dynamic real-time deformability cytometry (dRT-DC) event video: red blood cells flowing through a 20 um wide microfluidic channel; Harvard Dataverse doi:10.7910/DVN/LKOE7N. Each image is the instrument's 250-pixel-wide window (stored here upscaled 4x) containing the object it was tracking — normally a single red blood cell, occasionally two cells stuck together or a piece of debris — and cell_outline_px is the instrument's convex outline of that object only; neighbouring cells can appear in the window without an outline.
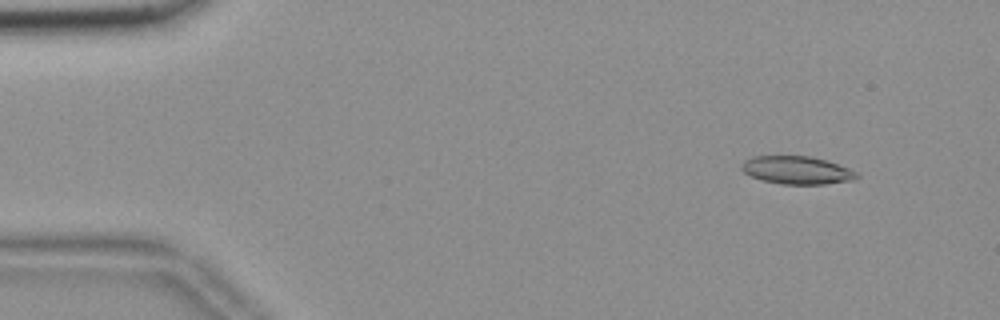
{"species": "common noctule bat (a hibernating species)", "species_latin": "Nyctalus noctula", "temperature_condition": "room temperature", "stored_images_in_passage": 17, "camera_frame_rate_fps": 3000, "um_per_image_px": 0.085, "animal": {"sex": "female", "body_mass_g": 18.4}, "frame": {"image": 1, "passage_image": 6, "time_ms": 1.667, "image_size_px": [1000, 320], "cell_outline_px": [[860, 176], [856, 180], [824, 184], [780, 184], [764, 180], [752, 176], [744, 172], [740, 168], [740, 164], [744, 160], [756, 156], [812, 156], [860, 172]], "centroid_in_image_um": [67.77, 14.47], "position_along_channel_um": 17.2, "area_um2": 18.79}}